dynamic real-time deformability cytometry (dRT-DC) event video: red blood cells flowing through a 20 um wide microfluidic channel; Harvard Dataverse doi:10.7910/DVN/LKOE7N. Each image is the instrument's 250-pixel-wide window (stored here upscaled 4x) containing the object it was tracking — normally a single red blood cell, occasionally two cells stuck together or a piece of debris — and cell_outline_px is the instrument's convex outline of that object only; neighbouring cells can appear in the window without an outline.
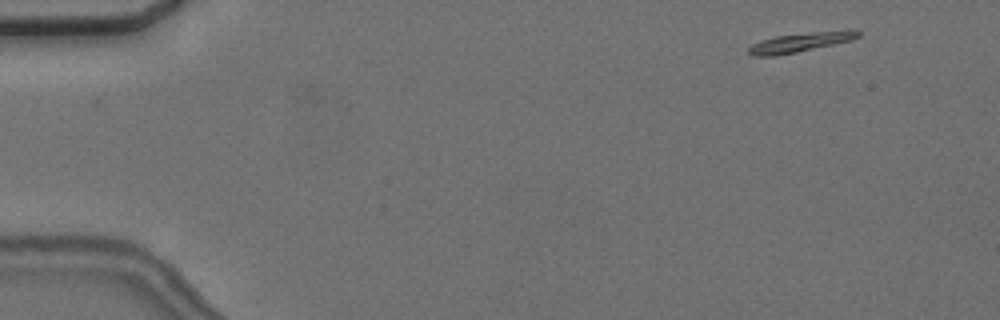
{"species": "common noctule bat (a hibernating species)", "species_latin": "Nyctalus noctula", "temperature_condition": "cold", "stored_images_in_passage": 5, "camera_frame_rate_fps": 3000, "um_per_image_px": 0.085, "animal": {"sex": "female", "body_mass_g": 24.6, "forearm_length_mm": 56.2}, "frame": {"image": 1, "passage_image": 1, "time_ms": 0.0, "image_size_px": [1000, 320], "cell_outline_px": [[860, 36], [852, 40], [796, 52], [776, 56], [752, 56], [748, 52], [748, 48], [752, 44], [760, 40], [776, 36], [848, 28], [856, 28], [860, 32]], "centroid_in_image_um": [68.1, 3.57], "position_along_channel_um": 16.9, "area_um2": 12.6}}